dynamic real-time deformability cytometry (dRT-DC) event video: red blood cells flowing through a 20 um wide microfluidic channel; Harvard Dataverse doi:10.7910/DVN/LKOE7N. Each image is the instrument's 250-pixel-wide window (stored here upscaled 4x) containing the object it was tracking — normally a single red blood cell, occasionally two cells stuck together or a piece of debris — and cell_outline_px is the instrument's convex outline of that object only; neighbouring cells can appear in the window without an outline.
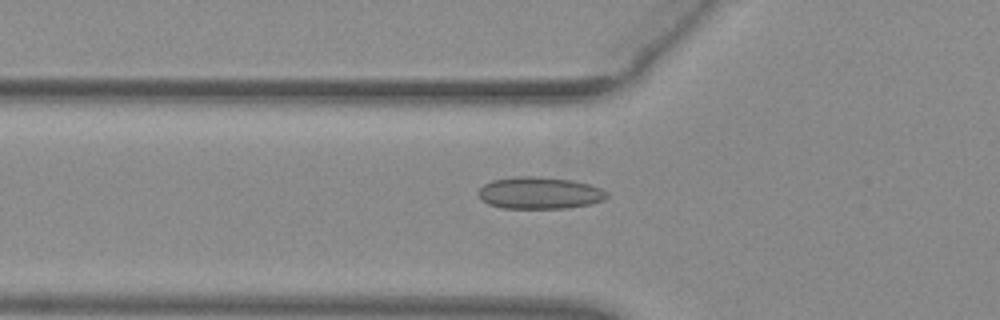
{"species": "common noctule bat (a hibernating species)", "species_latin": "Nyctalus noctula", "temperature_condition": "warm", "stored_images_in_passage": 38, "camera_frame_rate_fps": 3000, "um_per_image_px": 0.085, "animal": {"sex": "female", "body_mass_g": 29.2, "forearm_length_mm": 56.3}, "frame": {"image": 1, "passage_image": 4, "time_ms": 1.0, "image_size_px": [1000, 320], "cell_outline_px": [[608, 196], [604, 200], [592, 204], [568, 208], [504, 208], [488, 204], [476, 192], [484, 184], [492, 180], [516, 176], [540, 176], [572, 180], [592, 184], [608, 192]], "centroid_in_image_um": [45.9, 16.39], "position_along_channel_um": 79.9, "area_um2": 24.16}}
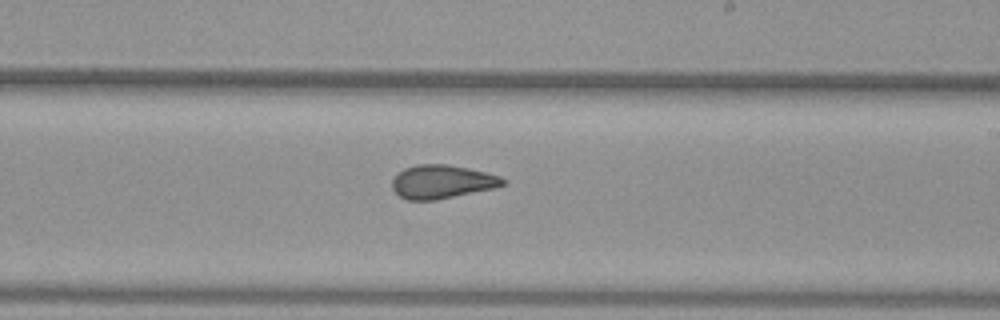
{"frame": {"image": 2, "passage_image": 17, "time_ms": 5.333, "image_size_px": [1000, 320], "cell_outline_px": [[508, 180], [504, 184], [492, 188], [436, 200], [408, 200], [400, 196], [392, 188], [392, 180], [404, 168], [416, 164], [448, 164], [468, 168], [500, 176]], "centroid_in_image_um": [37.56, 15.44], "position_along_channel_um": 251.4, "area_um2": 21.44}}
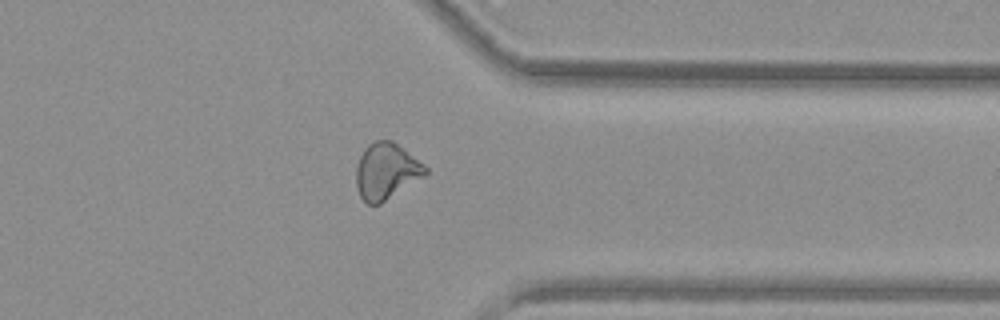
{"frame": {"image": 3, "passage_image": 27, "time_ms": 8.667, "image_size_px": [1000, 320], "cell_outline_px": [[428, 172], [424, 176], [380, 204], [368, 204], [360, 196], [356, 184], [356, 164], [364, 148], [368, 144], [376, 140], [392, 140], [424, 164], [428, 168]], "centroid_in_image_um": [32.82, 14.54], "position_along_channel_um": 378.6, "area_um2": 22.6}, "authors_computed_cell_mechanics": {"area_um2": 22.0507, "velocity_mm_per_s": 3.9437, "shape_relaxation_time_tau1_ms": null, "shape_relaxation_time_tau2_ms": 1.2895, "deformation_change_tau1": null, "deformation_change_tau2": 0.0706}}